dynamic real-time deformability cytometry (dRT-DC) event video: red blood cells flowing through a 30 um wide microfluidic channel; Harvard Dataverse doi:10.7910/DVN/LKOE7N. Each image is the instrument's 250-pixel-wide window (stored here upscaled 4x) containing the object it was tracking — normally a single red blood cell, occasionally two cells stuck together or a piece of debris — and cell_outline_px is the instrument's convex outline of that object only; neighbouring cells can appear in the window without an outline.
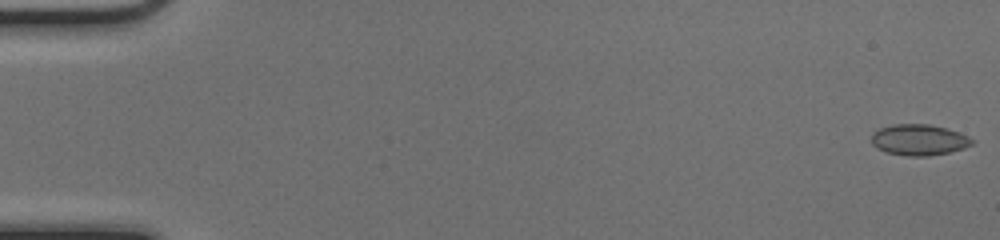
{"species": "common noctule bat (a hibernating species)", "species_latin": "Nyctalus noctula", "temperature_condition": "cold", "stored_images_in_passage": 51, "camera_frame_rate_fps": 3000, "um_per_image_px": 0.085, "animal": {"sex": "female", "body_mass_g": 17.0, "forearm_length_mm": 48.0}, "frame": {"image": 1, "passage_image": 1, "time_ms": 0.0, "image_size_px": [1000, 240], "cell_outline_px": [[976, 140], [972, 144], [964, 148], [948, 152], [928, 156], [908, 156], [888, 152], [876, 148], [872, 144], [872, 132], [880, 128], [892, 124], [928, 124], [948, 128], [968, 136]], "centroid_in_image_um": [78.12, 11.88], "position_along_channel_um": 6.9, "area_um2": 18.21}}
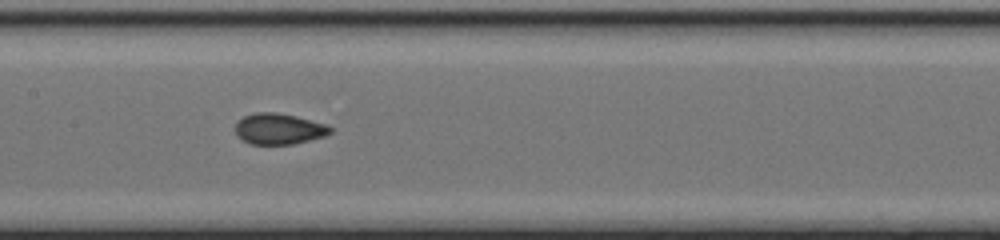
{"frame": {"image": 2, "passage_image": 26, "time_ms": 8.333, "image_size_px": [1000, 240], "cell_outline_px": [[332, 132], [324, 136], [292, 144], [252, 144], [236, 136], [236, 120], [244, 116], [256, 112], [276, 112], [296, 116], [328, 124], [332, 128]], "centroid_in_image_um": [23.7, 10.94], "position_along_channel_um": 183.7, "area_um2": 17.17}}
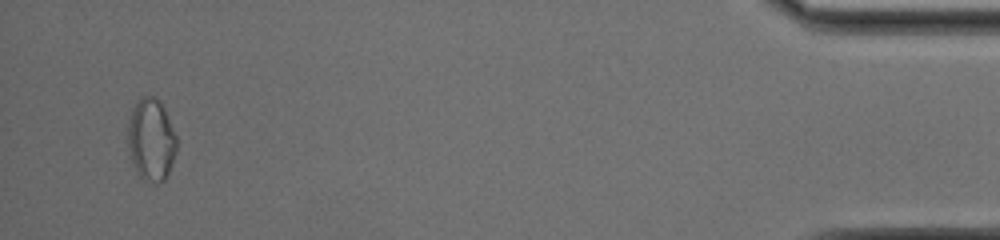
{"frame": {"image": 3, "passage_image": 49, "time_ms": 16.0, "image_size_px": [1000, 240], "cell_outline_px": [[176, 152], [172, 164], [164, 180], [156, 184], [144, 180], [140, 176], [132, 164], [128, 148], [128, 120], [132, 108], [144, 96], [152, 96], [164, 108], [176, 136]], "centroid_in_image_um": [12.84, 11.92], "position_along_channel_um": 422.4, "area_um2": 23.18}, "authors_computed_cell_mechanics": {"area_um2": 17.3978, "velocity_mm_per_s": 4.1417, "shape_relaxation_time_tau1_ms": 9.7429, "shape_relaxation_time_tau2_ms": 1.3612, "deformation_change_tau1": 0.1762, "deformation_change_tau2": 0.048}}